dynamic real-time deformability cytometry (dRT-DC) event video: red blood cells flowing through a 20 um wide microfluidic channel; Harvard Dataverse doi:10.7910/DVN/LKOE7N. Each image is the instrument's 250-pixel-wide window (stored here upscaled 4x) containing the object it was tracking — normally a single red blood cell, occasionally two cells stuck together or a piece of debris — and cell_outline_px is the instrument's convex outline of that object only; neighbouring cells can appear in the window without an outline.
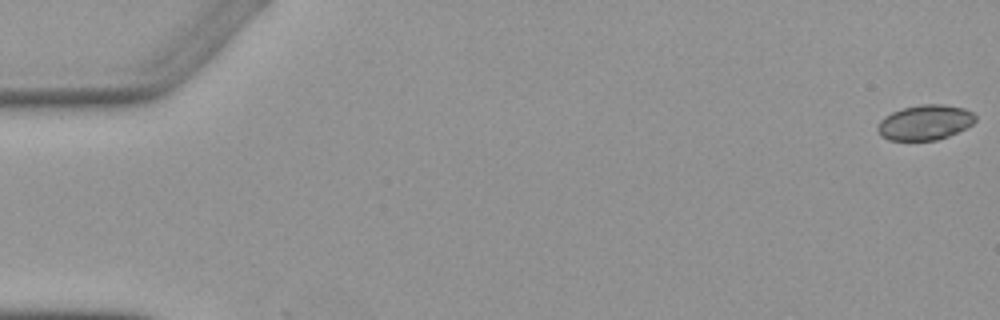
{"species": "Egyptian fruit bat (a non-hibernating species)", "species_latin": "Rousettus aegyptiacus", "temperature_condition": "warm", "stored_images_in_passage": 8, "camera_frame_rate_fps": 3000, "um_per_image_px": 0.085, "animal": {"sex": "female"}, "frame": {"image": 1, "passage_image": 1, "time_ms": 0.0, "image_size_px": [1000, 320], "cell_outline_px": [[976, 120], [968, 128], [948, 136], [936, 140], [888, 140], [880, 136], [876, 128], [880, 120], [884, 116], [892, 112], [904, 108], [920, 104], [944, 104], [964, 108], [972, 112], [976, 116]], "centroid_in_image_um": [78.63, 10.41], "position_along_channel_um": 6.4, "area_um2": 20.17}}
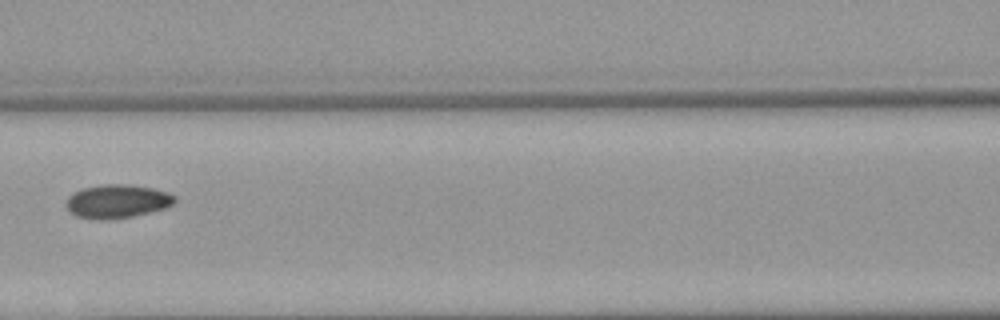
{"frame": {"image": 2, "passage_image": 7, "time_ms": 8.0, "image_size_px": [1000, 320], "cell_outline_px": [[176, 200], [168, 208], [132, 216], [108, 220], [96, 220], [76, 216], [68, 212], [64, 204], [68, 196], [72, 192], [84, 188], [104, 184], [128, 184], [152, 188], [168, 192], [176, 196]], "centroid_in_image_um": [9.93, 17.12], "position_along_channel_um": 156.7, "area_um2": 21.62}}
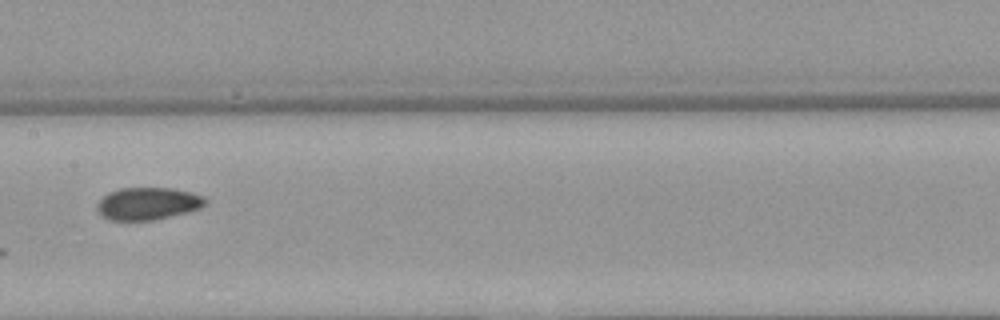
{"frame": {"image": 3, "passage_image": 8, "time_ms": 9.0, "image_size_px": [1000, 320], "cell_outline_px": [[208, 200], [200, 208], [188, 212], [152, 220], [108, 220], [96, 208], [96, 204], [108, 192], [120, 188], [172, 188], [192, 192], [204, 196]], "centroid_in_image_um": [12.58, 17.29], "position_along_channel_um": 194.8, "area_um2": 20.4}}